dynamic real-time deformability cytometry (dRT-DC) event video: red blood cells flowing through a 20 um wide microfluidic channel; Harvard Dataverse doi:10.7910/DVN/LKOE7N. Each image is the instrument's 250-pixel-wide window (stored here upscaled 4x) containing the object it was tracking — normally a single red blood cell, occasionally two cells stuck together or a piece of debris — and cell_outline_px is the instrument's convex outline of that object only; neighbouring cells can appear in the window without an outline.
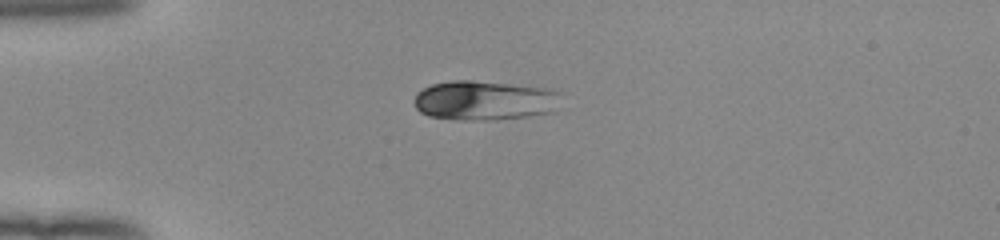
{"species": "human", "species_latin": "Homo sapiens", "temperature_condition": "room temperature", "stored_images_in_passage": 39, "camera_frame_rate_fps": 3000, "um_per_image_px": 0.085, "donor": {"sex": "female"}, "frame": {"image": 1, "passage_image": 1, "time_ms": 0.0, "image_size_px": [1000, 240], "cell_outline_px": [[564, 92], [552, 112], [528, 116], [492, 120], [456, 120], [428, 116], [420, 112], [416, 108], [412, 100], [416, 92], [432, 84], [452, 80], [472, 80], [552, 88]], "centroid_in_image_um": [41.18, 8.53], "position_along_channel_um": 43.8, "area_um2": 34.45}}
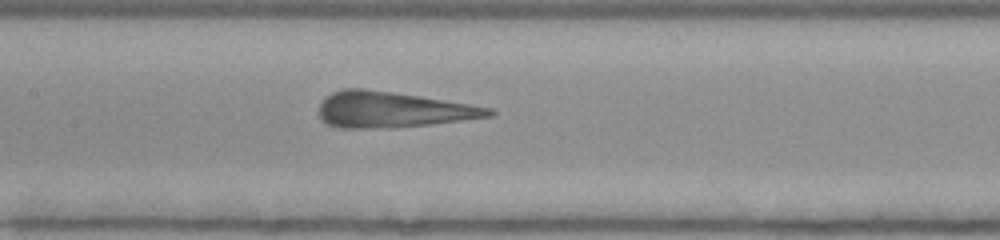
{"frame": {"image": 2, "passage_image": 13, "time_ms": 4.0, "image_size_px": [1000, 240], "cell_outline_px": [[496, 112], [492, 116], [432, 124], [392, 128], [336, 128], [320, 120], [320, 104], [324, 96], [332, 92], [344, 88], [364, 88], [420, 96], [492, 108]], "centroid_in_image_um": [33.32, 9.33], "position_along_channel_um": 174.1, "area_um2": 35.55}}
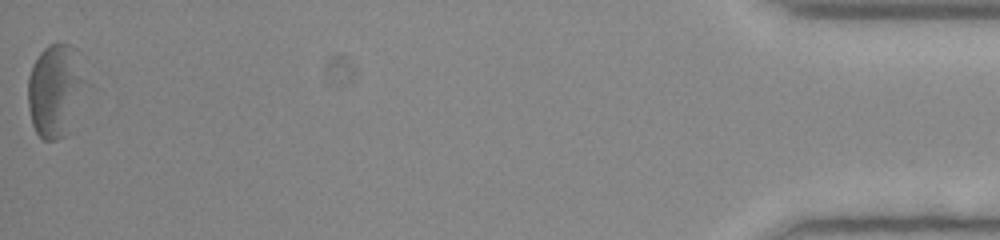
{"frame": {"image": 3, "passage_image": 39, "time_ms": 12.667, "image_size_px": [1000, 240], "cell_outline_px": [[96, 88], [64, 136], [56, 140], [44, 140], [36, 132], [32, 124], [28, 104], [28, 76], [32, 64], [40, 52], [48, 44], [60, 40], [72, 44], [80, 52]], "centroid_in_image_um": [4.91, 7.59], "position_along_channel_um": 430.3, "area_um2": 34.56}, "authors_computed_cell_mechanics": {"area_um2": 35.258, "velocity_mm_per_s": 3.962, "shape_relaxation_time_tau1_ms": 2.1464, "shape_relaxation_time_tau2_ms": 0.9364, "deformation_change_tau1": 0.0926, "deformation_change_tau2": 0.0829}}